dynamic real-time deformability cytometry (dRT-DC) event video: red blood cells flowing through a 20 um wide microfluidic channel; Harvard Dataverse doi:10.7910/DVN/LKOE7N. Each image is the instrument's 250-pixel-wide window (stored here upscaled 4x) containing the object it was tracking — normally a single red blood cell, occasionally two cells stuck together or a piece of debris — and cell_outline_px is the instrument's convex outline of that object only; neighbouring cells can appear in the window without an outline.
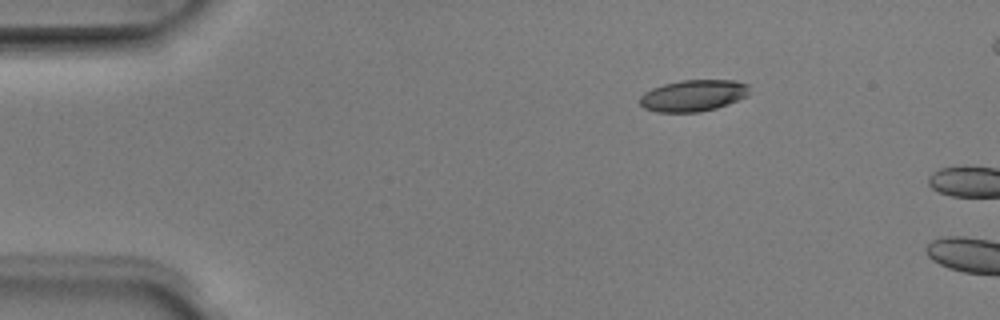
{"species": "Egyptian fruit bat (a non-hibernating species)", "species_latin": "Rousettus aegyptiacus", "temperature_condition": "room temperature", "stored_images_in_passage": 4, "camera_frame_rate_fps": 3000, "um_per_image_px": 0.085, "animal": {"sex": "male"}, "frame": {"image": 1, "passage_image": 3, "time_ms": 0.667, "image_size_px": [1000, 320], "cell_outline_px": [[748, 96], [728, 104], [716, 108], [700, 112], [656, 112], [644, 108], [640, 104], [640, 96], [644, 92], [652, 88], [664, 84], [680, 80], [736, 80], [748, 84]], "centroid_in_image_um": [58.92, 8.12], "position_along_channel_um": 26.1, "area_um2": 20.23}}